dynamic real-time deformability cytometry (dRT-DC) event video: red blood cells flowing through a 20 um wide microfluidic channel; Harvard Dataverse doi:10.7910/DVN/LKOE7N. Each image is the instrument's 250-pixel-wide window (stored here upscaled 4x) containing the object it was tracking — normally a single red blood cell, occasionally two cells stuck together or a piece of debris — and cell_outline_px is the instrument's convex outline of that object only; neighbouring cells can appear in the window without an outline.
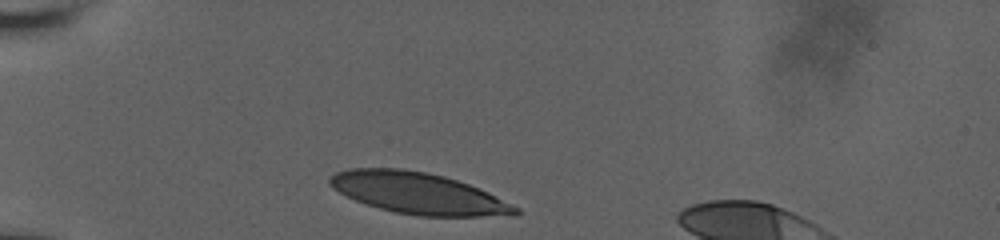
{"species": "human", "species_latin": "Homo sapiens", "temperature_condition": "room temperature", "stored_images_in_passage": 7, "camera_frame_rate_fps": 3000, "um_per_image_px": 0.085, "donor": {"sex": "male"}, "frame": {"image": 1, "passage_image": 1, "time_ms": 0.0, "image_size_px": [1000, 240], "cell_outline_px": [[520, 212], [516, 216], [420, 216], [396, 212], [380, 208], [356, 200], [332, 188], [328, 184], [328, 180], [336, 172], [348, 168], [400, 168], [428, 172], [444, 176], [468, 184], [488, 192], [520, 208]], "centroid_in_image_um": [35.58, 16.42], "position_along_channel_um": 49.4, "area_um2": 44.62}}
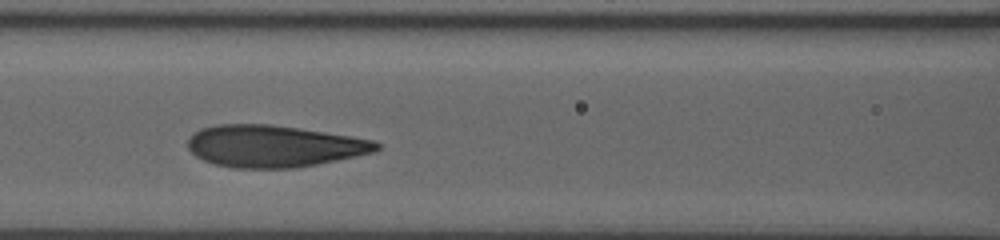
{"frame": {"image": 2, "passage_image": 5, "time_ms": 3.333, "image_size_px": [1000, 240], "cell_outline_px": [[380, 148], [376, 152], [316, 164], [292, 168], [232, 168], [212, 164], [196, 156], [188, 148], [188, 140], [192, 132], [200, 128], [216, 124], [268, 124], [296, 128], [376, 140], [380, 144]], "centroid_in_image_um": [23.24, 12.42], "position_along_channel_um": 143.4, "area_um2": 46.07}}
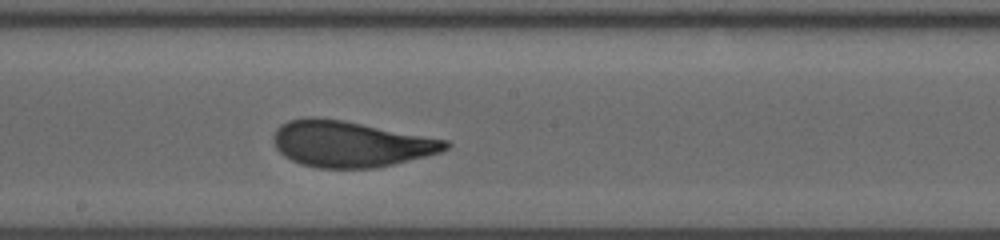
{"frame": {"image": 3, "passage_image": 7, "time_ms": 5.333, "image_size_px": [1000, 240], "cell_outline_px": [[452, 144], [448, 148], [440, 152], [376, 168], [320, 168], [300, 164], [284, 156], [276, 148], [272, 140], [272, 136], [276, 128], [280, 124], [288, 120], [304, 116], [316, 116], [344, 120], [448, 140]], "centroid_in_image_um": [29.73, 12.21], "position_along_channel_um": 218.5, "area_um2": 46.41}}